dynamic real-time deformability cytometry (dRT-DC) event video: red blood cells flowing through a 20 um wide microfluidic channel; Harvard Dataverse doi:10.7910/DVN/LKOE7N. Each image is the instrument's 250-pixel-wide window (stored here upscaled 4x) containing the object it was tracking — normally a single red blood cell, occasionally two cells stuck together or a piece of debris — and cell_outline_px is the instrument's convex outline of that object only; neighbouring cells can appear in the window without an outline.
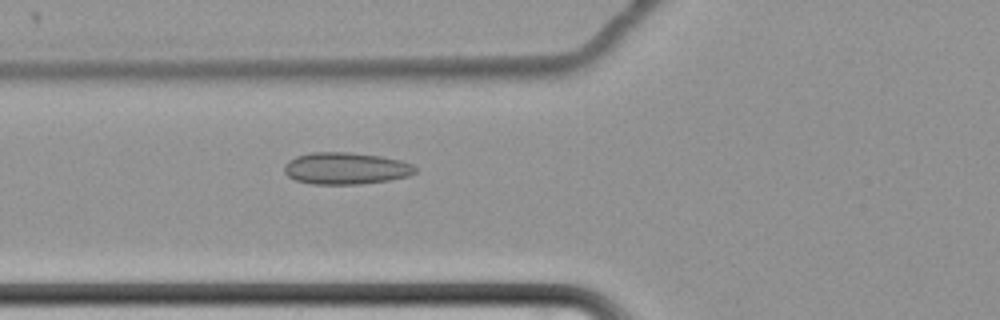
{"species": "common noctule bat (a hibernating species)", "species_latin": "Nyctalus noctula", "temperature_condition": "cold", "stored_images_in_passage": 62, "camera_frame_rate_fps": 3000, "um_per_image_px": 0.085, "animal": {"sex": "female", "body_mass_g": 22.7, "forearm_length_mm": 54.2}, "frame": {"image": 1, "passage_image": 25, "time_ms": 8.0, "image_size_px": [1000, 320], "cell_outline_px": [[416, 172], [408, 176], [388, 180], [360, 184], [312, 184], [296, 180], [288, 176], [284, 172], [284, 164], [288, 160], [296, 156], [312, 152], [348, 152], [380, 156], [400, 160], [412, 164], [416, 168]], "centroid_in_image_um": [29.37, 14.31], "position_along_channel_um": 96.4, "area_um2": 24.33}}
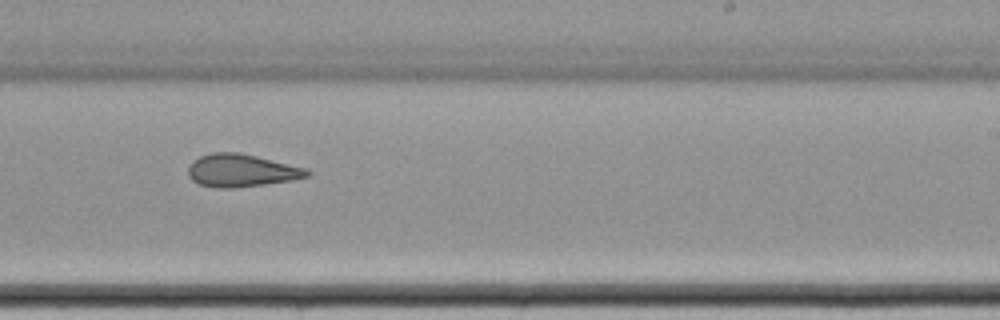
{"frame": {"image": 2, "passage_image": 40, "time_ms": 13.0, "image_size_px": [1000, 320], "cell_outline_px": [[312, 172], [308, 176], [292, 180], [264, 184], [232, 188], [216, 188], [200, 184], [192, 180], [188, 176], [188, 168], [192, 160], [200, 156], [212, 152], [240, 152], [308, 168]], "centroid_in_image_um": [20.52, 14.48], "position_along_channel_um": 268.5, "area_um2": 22.83}}
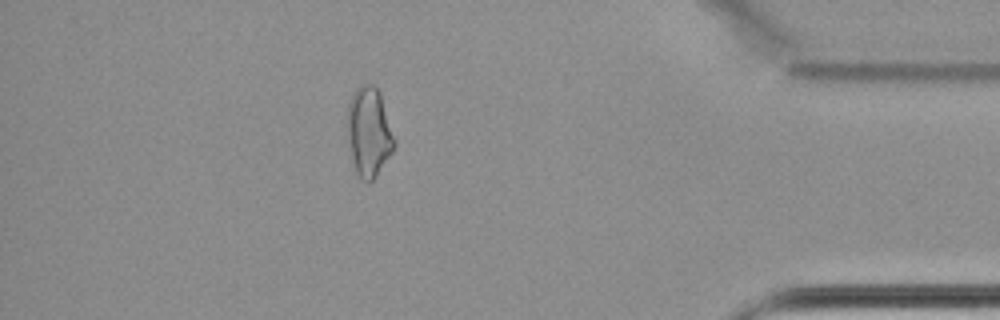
{"frame": {"image": 3, "passage_image": 55, "time_ms": 18.0, "image_size_px": [1000, 320], "cell_outline_px": [[396, 144], [392, 152], [372, 180], [360, 180], [356, 176], [344, 136], [344, 124], [348, 100], [356, 88], [360, 84], [376, 84], [380, 92], [396, 140]], "centroid_in_image_um": [31.28, 11.18], "position_along_channel_um": 403.9, "area_um2": 25.72}, "authors_computed_cell_mechanics": {"area_um2": 24.7673, "velocity_mm_per_s": 3.4419, "shape_relaxation_time_tau1_ms": 10.4596, "shape_relaxation_time_tau2_ms": 4.9286, "deformation_change_tau1": 0.1344, "deformation_change_tau2": 0.1318}}